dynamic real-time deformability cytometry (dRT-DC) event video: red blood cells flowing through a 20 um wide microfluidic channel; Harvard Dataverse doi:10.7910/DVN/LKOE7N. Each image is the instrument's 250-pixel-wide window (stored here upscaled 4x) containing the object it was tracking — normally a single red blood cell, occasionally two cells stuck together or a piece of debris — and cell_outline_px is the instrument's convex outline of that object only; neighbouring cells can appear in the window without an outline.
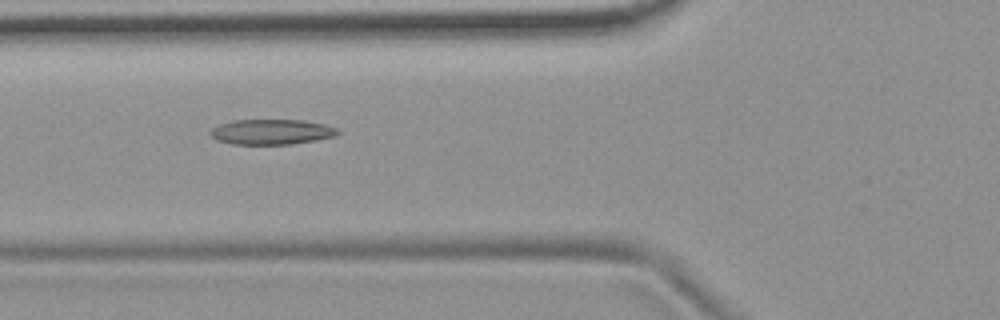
{"species": "common noctule bat (a hibernating species)", "species_latin": "Nyctalus noctula", "temperature_condition": "room temperature", "stored_images_in_passage": 8, "camera_frame_rate_fps": 3000, "um_per_image_px": 0.085, "animal": {"sex": "female", "body_mass_g": 19.9}, "frame": {"image": 1, "passage_image": 4, "time_ms": 1.0, "image_size_px": [1000, 320], "cell_outline_px": [[340, 132], [336, 136], [316, 140], [292, 144], [232, 144], [216, 140], [208, 132], [212, 128], [220, 124], [232, 120], [304, 120], [324, 124], [336, 128]], "centroid_in_image_um": [23.07, 11.21], "position_along_channel_um": 102.7, "area_um2": 18.79}}
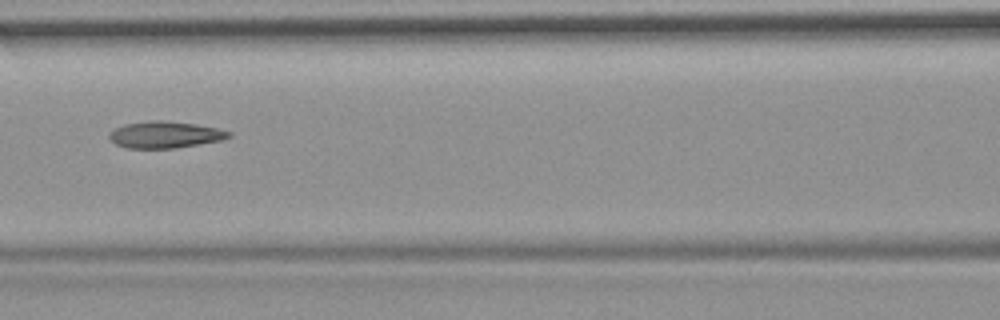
{"frame": {"image": 2, "passage_image": 5, "time_ms": 1.333, "image_size_px": [1000, 320], "cell_outline_px": [[232, 136], [220, 140], [200, 144], [176, 148], [128, 148], [116, 144], [108, 136], [116, 128], [124, 124], [156, 120], [160, 120], [196, 124], [216, 128], [232, 132]], "centroid_in_image_um": [14.06, 11.45], "position_along_channel_um": 152.5, "area_um2": 18.32}}